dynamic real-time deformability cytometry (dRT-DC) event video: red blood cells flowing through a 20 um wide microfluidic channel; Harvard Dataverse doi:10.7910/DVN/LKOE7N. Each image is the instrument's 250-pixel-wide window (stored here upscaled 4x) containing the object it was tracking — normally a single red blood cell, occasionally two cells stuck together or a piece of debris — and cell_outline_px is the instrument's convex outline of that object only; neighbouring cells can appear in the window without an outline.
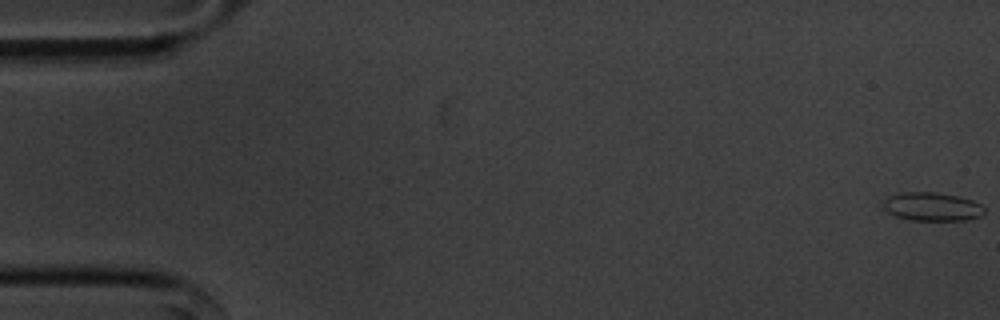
{"species": "common noctule bat (a hibernating species)", "species_latin": "Nyctalus noctula", "temperature_condition": "cold", "stored_images_in_passage": 33, "camera_frame_rate_fps": 3000, "um_per_image_px": 0.085, "animal": {"sex": "male", "body_mass_g": 20.1, "forearm_length_mm": 53.5}, "frame": {"image": 1, "passage_image": 1, "time_ms": 0.0, "image_size_px": [1000, 320], "cell_outline_px": [[984, 212], [980, 216], [964, 220], [908, 220], [896, 216], [888, 212], [880, 204], [888, 196], [900, 192], [936, 192], [956, 196], [972, 200], [980, 204], [984, 208]], "centroid_in_image_um": [79.17, 17.56], "position_along_channel_um": 5.8, "area_um2": 16.82}}
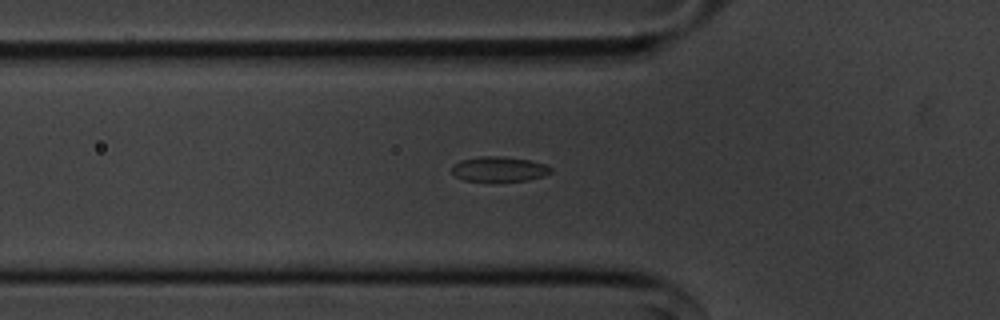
{"frame": {"image": 2, "passage_image": 19, "time_ms": 6.0, "image_size_px": [1000, 320], "cell_outline_px": [[552, 172], [544, 176], [528, 180], [464, 180], [456, 176], [452, 172], [452, 164], [460, 160], [480, 156], [504, 156], [528, 160], [544, 164], [552, 168]], "centroid_in_image_um": [42.42, 14.35], "position_along_channel_um": 83.4, "area_um2": 14.22}}
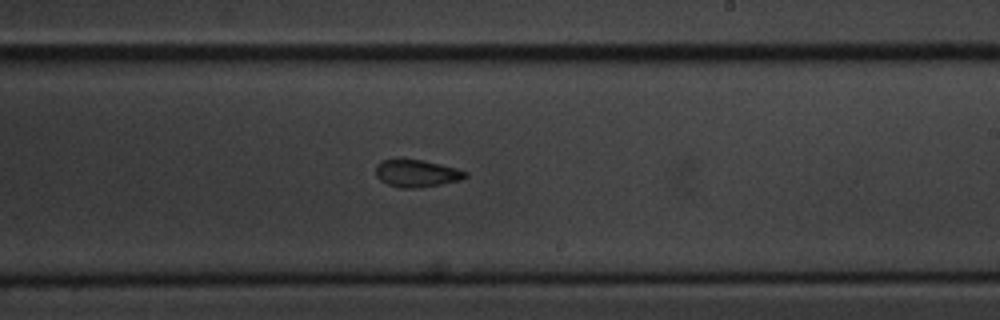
{"frame": {"image": 3, "passage_image": 33, "time_ms": 10.667, "image_size_px": [1000, 320], "cell_outline_px": [[468, 176], [460, 180], [420, 188], [400, 188], [388, 184], [380, 180], [376, 176], [376, 164], [380, 160], [396, 156], [424, 160], [456, 168], [468, 172]], "centroid_in_image_um": [35.36, 14.69], "position_along_channel_um": 253.6, "area_um2": 14.85}}